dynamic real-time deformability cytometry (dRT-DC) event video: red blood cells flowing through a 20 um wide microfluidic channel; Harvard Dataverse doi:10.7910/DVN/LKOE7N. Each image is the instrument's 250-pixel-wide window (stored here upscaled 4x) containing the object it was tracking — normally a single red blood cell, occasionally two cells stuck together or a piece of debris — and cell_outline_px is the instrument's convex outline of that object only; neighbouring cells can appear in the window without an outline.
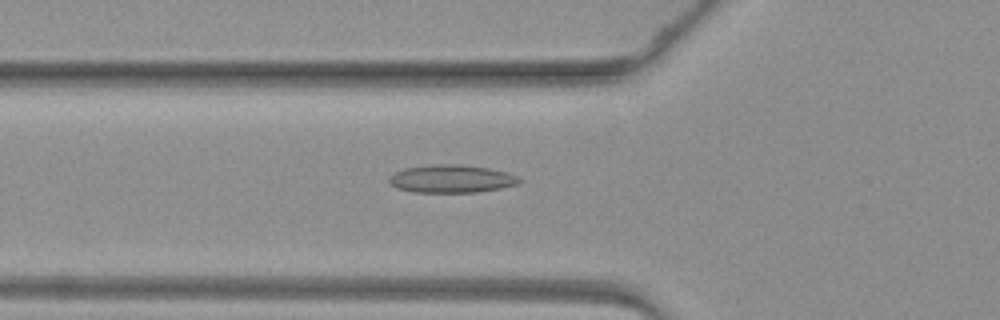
{"species": "common noctule bat (a hibernating species)", "species_latin": "Nyctalus noctula", "temperature_condition": "warm", "stored_images_in_passage": 47, "camera_frame_rate_fps": 3000, "um_per_image_px": 0.085, "animal": {"sex": "female", "body_mass_g": 19.3, "forearm_length_mm": 54.1}, "frame": {"image": 1, "passage_image": 17, "time_ms": 5.333, "image_size_px": [1000, 320], "cell_outline_px": [[524, 180], [516, 184], [500, 188], [480, 192], [412, 192], [396, 188], [388, 180], [388, 176], [404, 168], [432, 164], [460, 164], [488, 168], [508, 172], [520, 176]], "centroid_in_image_um": [38.39, 15.19], "position_along_channel_um": 87.4, "area_um2": 21.39}}
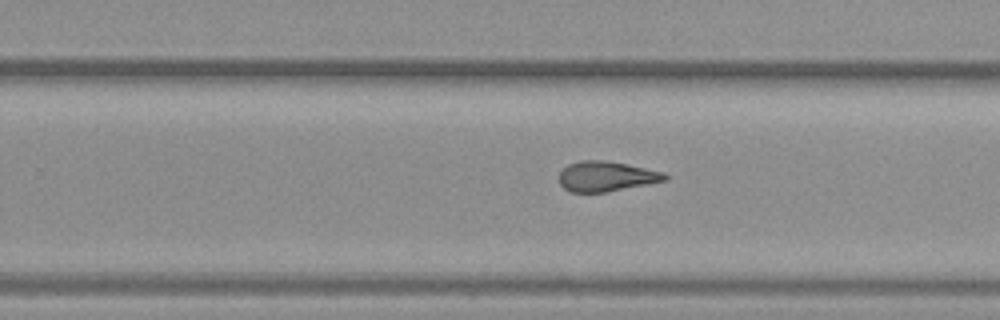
{"frame": {"image": 2, "passage_image": 30, "time_ms": 9.667, "image_size_px": [1000, 320], "cell_outline_px": [[668, 180], [608, 192], [568, 192], [560, 184], [560, 172], [568, 164], [580, 160], [604, 160], [628, 164], [664, 172], [668, 176]], "centroid_in_image_um": [51.54, 14.99], "position_along_channel_um": 278.3, "area_um2": 18.67}}
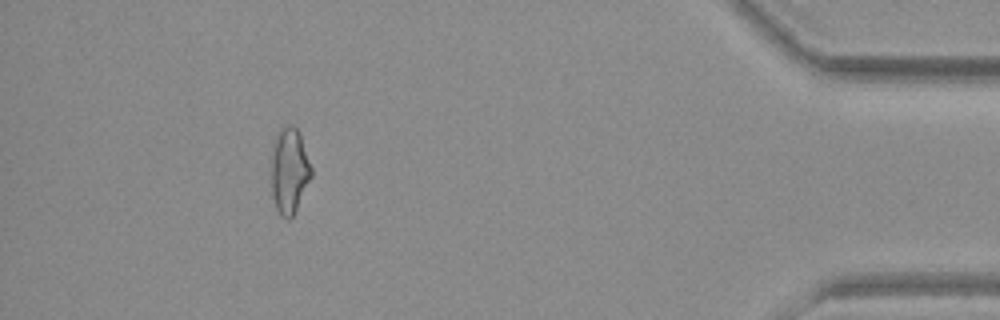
{"frame": {"image": 3, "passage_image": 43, "time_ms": 14.0, "image_size_px": [1000, 320], "cell_outline_px": [[312, 176], [292, 216], [288, 220], [280, 216], [276, 208], [272, 196], [272, 144], [276, 132], [280, 128], [288, 124], [292, 124], [300, 132], [312, 168]], "centroid_in_image_um": [24.59, 14.45], "position_along_channel_um": 410.6, "area_um2": 20.17}}